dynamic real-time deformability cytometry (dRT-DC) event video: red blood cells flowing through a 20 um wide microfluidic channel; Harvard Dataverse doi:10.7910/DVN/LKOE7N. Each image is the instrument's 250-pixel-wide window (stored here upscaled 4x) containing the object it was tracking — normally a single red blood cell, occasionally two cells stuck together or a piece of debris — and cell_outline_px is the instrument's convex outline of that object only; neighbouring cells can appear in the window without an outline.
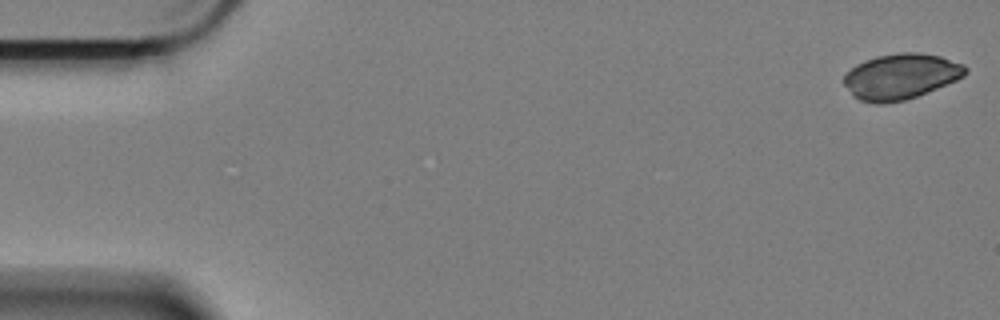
{"species": "Egyptian fruit bat (a non-hibernating species)", "species_latin": "Rousettus aegyptiacus", "temperature_condition": "cold", "stored_images_in_passage": 59, "camera_frame_rate_fps": 3000, "um_per_image_px": 0.085, "animal": {"sex": "female"}, "frame": {"image": 1, "passage_image": 1, "time_ms": 0.0, "image_size_px": [1000, 320], "cell_outline_px": [[968, 72], [964, 76], [956, 80], [916, 96], [904, 100], [884, 104], [876, 104], [860, 100], [852, 96], [840, 80], [856, 64], [864, 60], [876, 56], [900, 52], [920, 52], [940, 56], [964, 64], [968, 68]], "centroid_in_image_um": [76.54, 6.49], "position_along_channel_um": 8.5, "area_um2": 32.48}}
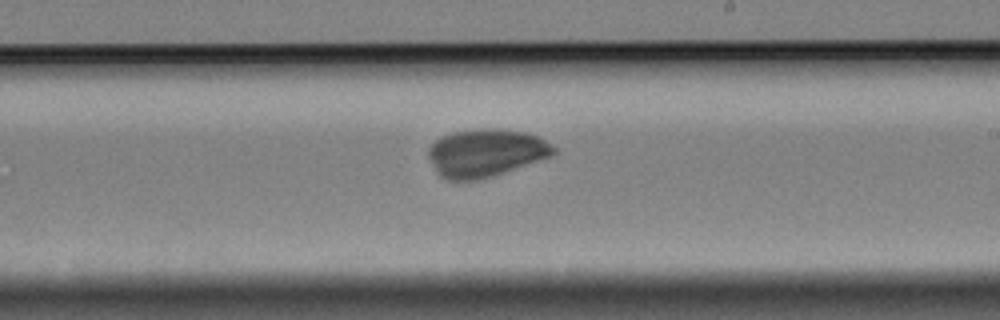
{"frame": {"image": 2, "passage_image": 34, "time_ms": 11.0, "image_size_px": [1000, 320], "cell_outline_px": [[556, 152], [552, 156], [492, 176], [476, 180], [444, 180], [436, 172], [428, 156], [428, 148], [440, 136], [452, 132], [484, 128], [492, 128], [524, 132], [536, 136], [544, 140], [556, 148]], "centroid_in_image_um": [41.25, 12.99], "position_along_channel_um": 247.7, "area_um2": 34.74}}
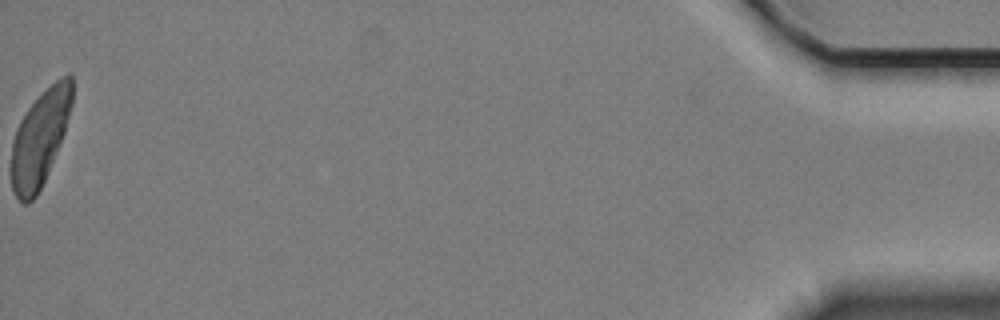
{"frame": {"image": 3, "passage_image": 59, "time_ms": 19.333, "image_size_px": [1000, 320], "cell_outline_px": [[72, 104], [64, 132], [56, 152], [44, 180], [36, 196], [28, 204], [24, 204], [16, 196], [12, 188], [12, 140], [20, 120], [28, 108], [56, 80], [68, 72], [72, 72]], "centroid_in_image_um": [3.4, 11.73], "position_along_channel_um": 431.8, "area_um2": 33.06}}